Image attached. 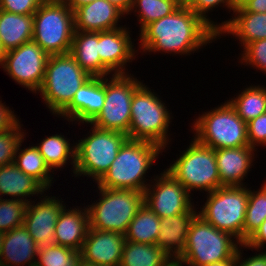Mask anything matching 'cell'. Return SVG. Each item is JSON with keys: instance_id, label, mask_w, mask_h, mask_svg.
I'll use <instances>...</instances> for the list:
<instances>
[{"instance_id": "6da1fadb", "label": "cell", "mask_w": 266, "mask_h": 266, "mask_svg": "<svg viewBox=\"0 0 266 266\" xmlns=\"http://www.w3.org/2000/svg\"><path fill=\"white\" fill-rule=\"evenodd\" d=\"M138 34L140 44L137 49L144 55L160 52L190 56L218 40V34L182 4L171 14L146 25Z\"/></svg>"}, {"instance_id": "7a4b0ae2", "label": "cell", "mask_w": 266, "mask_h": 266, "mask_svg": "<svg viewBox=\"0 0 266 266\" xmlns=\"http://www.w3.org/2000/svg\"><path fill=\"white\" fill-rule=\"evenodd\" d=\"M160 153L162 155L163 148L157 144L127 138L119 148L110 168L97 182V186L144 192L153 178L149 180L145 177L148 176L147 173L158 160Z\"/></svg>"}, {"instance_id": "3957f363", "label": "cell", "mask_w": 266, "mask_h": 266, "mask_svg": "<svg viewBox=\"0 0 266 266\" xmlns=\"http://www.w3.org/2000/svg\"><path fill=\"white\" fill-rule=\"evenodd\" d=\"M145 84H142L132 97L131 121L127 138L157 144L163 148V152H166L165 150L170 147L167 145L172 140L168 132H170L169 126L173 114L160 98L161 96Z\"/></svg>"}, {"instance_id": "277c9868", "label": "cell", "mask_w": 266, "mask_h": 266, "mask_svg": "<svg viewBox=\"0 0 266 266\" xmlns=\"http://www.w3.org/2000/svg\"><path fill=\"white\" fill-rule=\"evenodd\" d=\"M90 78L70 53L50 55L37 95L40 93L48 111L57 117L71 103L76 91Z\"/></svg>"}, {"instance_id": "5b68a950", "label": "cell", "mask_w": 266, "mask_h": 266, "mask_svg": "<svg viewBox=\"0 0 266 266\" xmlns=\"http://www.w3.org/2000/svg\"><path fill=\"white\" fill-rule=\"evenodd\" d=\"M191 126L193 137L202 145L216 149L248 146L247 123L226 100L202 112Z\"/></svg>"}, {"instance_id": "8992f818", "label": "cell", "mask_w": 266, "mask_h": 266, "mask_svg": "<svg viewBox=\"0 0 266 266\" xmlns=\"http://www.w3.org/2000/svg\"><path fill=\"white\" fill-rule=\"evenodd\" d=\"M240 242L196 215L189 227L185 251L178 258L182 265L204 266L231 259Z\"/></svg>"}, {"instance_id": "52a82bcc", "label": "cell", "mask_w": 266, "mask_h": 266, "mask_svg": "<svg viewBox=\"0 0 266 266\" xmlns=\"http://www.w3.org/2000/svg\"><path fill=\"white\" fill-rule=\"evenodd\" d=\"M100 196L86 205L89 227L100 231L125 234L128 225L144 205V192L96 187Z\"/></svg>"}, {"instance_id": "ba28073f", "label": "cell", "mask_w": 266, "mask_h": 266, "mask_svg": "<svg viewBox=\"0 0 266 266\" xmlns=\"http://www.w3.org/2000/svg\"><path fill=\"white\" fill-rule=\"evenodd\" d=\"M33 38L49 56L69 53L75 32L74 11L63 0L43 1L33 14Z\"/></svg>"}, {"instance_id": "9c48e42d", "label": "cell", "mask_w": 266, "mask_h": 266, "mask_svg": "<svg viewBox=\"0 0 266 266\" xmlns=\"http://www.w3.org/2000/svg\"><path fill=\"white\" fill-rule=\"evenodd\" d=\"M90 131L86 137L76 140V162L74 175L88 177L95 184L104 176L116 159L121 145L127 139L123 132L102 130L89 123Z\"/></svg>"}, {"instance_id": "30bf717a", "label": "cell", "mask_w": 266, "mask_h": 266, "mask_svg": "<svg viewBox=\"0 0 266 266\" xmlns=\"http://www.w3.org/2000/svg\"><path fill=\"white\" fill-rule=\"evenodd\" d=\"M171 163L165 170L191 195L194 190L210 193L222 187L215 150L200 144L194 137L179 158Z\"/></svg>"}, {"instance_id": "8fae6325", "label": "cell", "mask_w": 266, "mask_h": 266, "mask_svg": "<svg viewBox=\"0 0 266 266\" xmlns=\"http://www.w3.org/2000/svg\"><path fill=\"white\" fill-rule=\"evenodd\" d=\"M206 195V202L200 206L198 215L216 229L231 234L243 244L249 187L222 186Z\"/></svg>"}, {"instance_id": "7c38bea8", "label": "cell", "mask_w": 266, "mask_h": 266, "mask_svg": "<svg viewBox=\"0 0 266 266\" xmlns=\"http://www.w3.org/2000/svg\"><path fill=\"white\" fill-rule=\"evenodd\" d=\"M134 76L130 73L105 77L104 105L90 124L102 130H114L128 134L132 97L143 84V80L140 81Z\"/></svg>"}, {"instance_id": "4fadbf2b", "label": "cell", "mask_w": 266, "mask_h": 266, "mask_svg": "<svg viewBox=\"0 0 266 266\" xmlns=\"http://www.w3.org/2000/svg\"><path fill=\"white\" fill-rule=\"evenodd\" d=\"M49 55L30 41L7 51L1 68L19 86L37 93L41 88Z\"/></svg>"}, {"instance_id": "5bb4252c", "label": "cell", "mask_w": 266, "mask_h": 266, "mask_svg": "<svg viewBox=\"0 0 266 266\" xmlns=\"http://www.w3.org/2000/svg\"><path fill=\"white\" fill-rule=\"evenodd\" d=\"M153 177L144 191V204L160 219L187 213L194 207L192 195L165 169Z\"/></svg>"}, {"instance_id": "9a60e30c", "label": "cell", "mask_w": 266, "mask_h": 266, "mask_svg": "<svg viewBox=\"0 0 266 266\" xmlns=\"http://www.w3.org/2000/svg\"><path fill=\"white\" fill-rule=\"evenodd\" d=\"M46 193L39 198L40 200L33 199L28 203L23 222L24 227L37 244V251H46L56 245L55 225L59 213L65 206L62 198H57L52 194L48 196Z\"/></svg>"}, {"instance_id": "2e32d148", "label": "cell", "mask_w": 266, "mask_h": 266, "mask_svg": "<svg viewBox=\"0 0 266 266\" xmlns=\"http://www.w3.org/2000/svg\"><path fill=\"white\" fill-rule=\"evenodd\" d=\"M125 243L124 234L89 227L79 254L87 264L120 266Z\"/></svg>"}, {"instance_id": "e0dca14e", "label": "cell", "mask_w": 266, "mask_h": 266, "mask_svg": "<svg viewBox=\"0 0 266 266\" xmlns=\"http://www.w3.org/2000/svg\"><path fill=\"white\" fill-rule=\"evenodd\" d=\"M129 29L125 25L114 30L99 32L98 54L101 62L113 74H130L126 66L138 56L136 54L138 50L130 37L132 31Z\"/></svg>"}, {"instance_id": "ac0fdd59", "label": "cell", "mask_w": 266, "mask_h": 266, "mask_svg": "<svg viewBox=\"0 0 266 266\" xmlns=\"http://www.w3.org/2000/svg\"><path fill=\"white\" fill-rule=\"evenodd\" d=\"M105 100V77H91L75 93L71 103L57 116L64 120L87 125L103 108ZM78 122V123H77Z\"/></svg>"}, {"instance_id": "d6986e66", "label": "cell", "mask_w": 266, "mask_h": 266, "mask_svg": "<svg viewBox=\"0 0 266 266\" xmlns=\"http://www.w3.org/2000/svg\"><path fill=\"white\" fill-rule=\"evenodd\" d=\"M257 149L251 146L215 150L218 173L222 186H248L245 181L254 167ZM253 163V164H252ZM246 183V185H245Z\"/></svg>"}, {"instance_id": "ffe728a7", "label": "cell", "mask_w": 266, "mask_h": 266, "mask_svg": "<svg viewBox=\"0 0 266 266\" xmlns=\"http://www.w3.org/2000/svg\"><path fill=\"white\" fill-rule=\"evenodd\" d=\"M126 15L109 0H95L74 10L75 31L102 32L120 27ZM121 19V20H120Z\"/></svg>"}, {"instance_id": "44dd1931", "label": "cell", "mask_w": 266, "mask_h": 266, "mask_svg": "<svg viewBox=\"0 0 266 266\" xmlns=\"http://www.w3.org/2000/svg\"><path fill=\"white\" fill-rule=\"evenodd\" d=\"M89 230V216L87 207L74 208L65 205L59 213L54 238L57 245L71 248L80 252Z\"/></svg>"}, {"instance_id": "7402d4cb", "label": "cell", "mask_w": 266, "mask_h": 266, "mask_svg": "<svg viewBox=\"0 0 266 266\" xmlns=\"http://www.w3.org/2000/svg\"><path fill=\"white\" fill-rule=\"evenodd\" d=\"M197 206L187 213L161 218L156 244L172 259H178L185 251L190 224L198 214Z\"/></svg>"}, {"instance_id": "603a6c76", "label": "cell", "mask_w": 266, "mask_h": 266, "mask_svg": "<svg viewBox=\"0 0 266 266\" xmlns=\"http://www.w3.org/2000/svg\"><path fill=\"white\" fill-rule=\"evenodd\" d=\"M37 244L24 225L5 232L0 265L36 266Z\"/></svg>"}, {"instance_id": "cb8c5ba5", "label": "cell", "mask_w": 266, "mask_h": 266, "mask_svg": "<svg viewBox=\"0 0 266 266\" xmlns=\"http://www.w3.org/2000/svg\"><path fill=\"white\" fill-rule=\"evenodd\" d=\"M232 15V18L220 23L218 39L231 34L239 40L240 47L266 39V13L233 11Z\"/></svg>"}, {"instance_id": "d4e9b609", "label": "cell", "mask_w": 266, "mask_h": 266, "mask_svg": "<svg viewBox=\"0 0 266 266\" xmlns=\"http://www.w3.org/2000/svg\"><path fill=\"white\" fill-rule=\"evenodd\" d=\"M45 192L47 189L37 179L25 174L14 163L0 167V198L6 195V199L9 196L30 203L31 196L40 198Z\"/></svg>"}, {"instance_id": "484cf974", "label": "cell", "mask_w": 266, "mask_h": 266, "mask_svg": "<svg viewBox=\"0 0 266 266\" xmlns=\"http://www.w3.org/2000/svg\"><path fill=\"white\" fill-rule=\"evenodd\" d=\"M91 77L114 75L99 56V32L75 31L69 52Z\"/></svg>"}, {"instance_id": "4316f807", "label": "cell", "mask_w": 266, "mask_h": 266, "mask_svg": "<svg viewBox=\"0 0 266 266\" xmlns=\"http://www.w3.org/2000/svg\"><path fill=\"white\" fill-rule=\"evenodd\" d=\"M33 15H19L0 9V41L4 50L10 51L32 41Z\"/></svg>"}, {"instance_id": "83f0119b", "label": "cell", "mask_w": 266, "mask_h": 266, "mask_svg": "<svg viewBox=\"0 0 266 266\" xmlns=\"http://www.w3.org/2000/svg\"><path fill=\"white\" fill-rule=\"evenodd\" d=\"M69 141V138L62 135V133H59L47 136L40 143L37 145L35 144L43 156L46 165L53 173L56 171L54 169L58 168L61 171V169L63 170V168L70 163L72 165L71 170L74 174L76 162V143H74V140L73 144H71Z\"/></svg>"}, {"instance_id": "f1b7e54d", "label": "cell", "mask_w": 266, "mask_h": 266, "mask_svg": "<svg viewBox=\"0 0 266 266\" xmlns=\"http://www.w3.org/2000/svg\"><path fill=\"white\" fill-rule=\"evenodd\" d=\"M24 140H26V136L17 146L14 164L25 174L37 179L49 191L53 186L52 183H54V173L46 165L43 156L35 145L21 148L24 146L22 145Z\"/></svg>"}, {"instance_id": "f546056e", "label": "cell", "mask_w": 266, "mask_h": 266, "mask_svg": "<svg viewBox=\"0 0 266 266\" xmlns=\"http://www.w3.org/2000/svg\"><path fill=\"white\" fill-rule=\"evenodd\" d=\"M171 259L157 244L126 241L120 266H164Z\"/></svg>"}, {"instance_id": "4dcf8cb0", "label": "cell", "mask_w": 266, "mask_h": 266, "mask_svg": "<svg viewBox=\"0 0 266 266\" xmlns=\"http://www.w3.org/2000/svg\"><path fill=\"white\" fill-rule=\"evenodd\" d=\"M244 90L227 100L246 123L266 113V86L246 85Z\"/></svg>"}, {"instance_id": "1f68e13d", "label": "cell", "mask_w": 266, "mask_h": 266, "mask_svg": "<svg viewBox=\"0 0 266 266\" xmlns=\"http://www.w3.org/2000/svg\"><path fill=\"white\" fill-rule=\"evenodd\" d=\"M161 219L145 204L136 213L124 234L126 241L156 244Z\"/></svg>"}, {"instance_id": "d6a6232c", "label": "cell", "mask_w": 266, "mask_h": 266, "mask_svg": "<svg viewBox=\"0 0 266 266\" xmlns=\"http://www.w3.org/2000/svg\"><path fill=\"white\" fill-rule=\"evenodd\" d=\"M180 5L179 0H134L128 15L135 14L140 32L146 25L171 14Z\"/></svg>"}, {"instance_id": "836d02e7", "label": "cell", "mask_w": 266, "mask_h": 266, "mask_svg": "<svg viewBox=\"0 0 266 266\" xmlns=\"http://www.w3.org/2000/svg\"><path fill=\"white\" fill-rule=\"evenodd\" d=\"M259 189L249 188L248 203L243 225V244L255 233L266 219V180Z\"/></svg>"}, {"instance_id": "e575fe53", "label": "cell", "mask_w": 266, "mask_h": 266, "mask_svg": "<svg viewBox=\"0 0 266 266\" xmlns=\"http://www.w3.org/2000/svg\"><path fill=\"white\" fill-rule=\"evenodd\" d=\"M81 261L79 252L56 244L46 251H38L36 266H79Z\"/></svg>"}, {"instance_id": "d590c367", "label": "cell", "mask_w": 266, "mask_h": 266, "mask_svg": "<svg viewBox=\"0 0 266 266\" xmlns=\"http://www.w3.org/2000/svg\"><path fill=\"white\" fill-rule=\"evenodd\" d=\"M28 203L17 199L0 198V231L8 232L22 226Z\"/></svg>"}, {"instance_id": "8d00e7d4", "label": "cell", "mask_w": 266, "mask_h": 266, "mask_svg": "<svg viewBox=\"0 0 266 266\" xmlns=\"http://www.w3.org/2000/svg\"><path fill=\"white\" fill-rule=\"evenodd\" d=\"M23 126L19 121L11 129L0 133V167L14 163L17 146L27 134Z\"/></svg>"}, {"instance_id": "74e56055", "label": "cell", "mask_w": 266, "mask_h": 266, "mask_svg": "<svg viewBox=\"0 0 266 266\" xmlns=\"http://www.w3.org/2000/svg\"><path fill=\"white\" fill-rule=\"evenodd\" d=\"M238 4L239 0H193L188 7L218 34L220 32V23L213 21L208 16L209 12H212L214 8L225 7L230 14Z\"/></svg>"}, {"instance_id": "f35d334b", "label": "cell", "mask_w": 266, "mask_h": 266, "mask_svg": "<svg viewBox=\"0 0 266 266\" xmlns=\"http://www.w3.org/2000/svg\"><path fill=\"white\" fill-rule=\"evenodd\" d=\"M239 55V63L244 66H251L254 69L266 74V39L256 40L245 45ZM246 64V65H245Z\"/></svg>"}, {"instance_id": "ab89813d", "label": "cell", "mask_w": 266, "mask_h": 266, "mask_svg": "<svg viewBox=\"0 0 266 266\" xmlns=\"http://www.w3.org/2000/svg\"><path fill=\"white\" fill-rule=\"evenodd\" d=\"M247 137L249 146L266 148V113L247 123Z\"/></svg>"}, {"instance_id": "60d3db41", "label": "cell", "mask_w": 266, "mask_h": 266, "mask_svg": "<svg viewBox=\"0 0 266 266\" xmlns=\"http://www.w3.org/2000/svg\"><path fill=\"white\" fill-rule=\"evenodd\" d=\"M44 0H0V9L19 15H33Z\"/></svg>"}, {"instance_id": "b9f144b4", "label": "cell", "mask_w": 266, "mask_h": 266, "mask_svg": "<svg viewBox=\"0 0 266 266\" xmlns=\"http://www.w3.org/2000/svg\"><path fill=\"white\" fill-rule=\"evenodd\" d=\"M243 244H240L238 247V250L236 252V261H237V266H266V251L264 250H256L255 255H251L249 257H244L243 258ZM242 251V252H241ZM246 258V259H245ZM244 259V260H243Z\"/></svg>"}, {"instance_id": "7bdbcfd3", "label": "cell", "mask_w": 266, "mask_h": 266, "mask_svg": "<svg viewBox=\"0 0 266 266\" xmlns=\"http://www.w3.org/2000/svg\"><path fill=\"white\" fill-rule=\"evenodd\" d=\"M243 248L265 250L266 248V219L261 223L255 233L243 244Z\"/></svg>"}, {"instance_id": "ee69618b", "label": "cell", "mask_w": 266, "mask_h": 266, "mask_svg": "<svg viewBox=\"0 0 266 266\" xmlns=\"http://www.w3.org/2000/svg\"><path fill=\"white\" fill-rule=\"evenodd\" d=\"M1 99V98H0ZM20 121L19 117L12 111L9 106L0 100V133L11 129Z\"/></svg>"}, {"instance_id": "f6af8a7d", "label": "cell", "mask_w": 266, "mask_h": 266, "mask_svg": "<svg viewBox=\"0 0 266 266\" xmlns=\"http://www.w3.org/2000/svg\"><path fill=\"white\" fill-rule=\"evenodd\" d=\"M234 11L266 13V0H239Z\"/></svg>"}, {"instance_id": "bcb514c9", "label": "cell", "mask_w": 266, "mask_h": 266, "mask_svg": "<svg viewBox=\"0 0 266 266\" xmlns=\"http://www.w3.org/2000/svg\"><path fill=\"white\" fill-rule=\"evenodd\" d=\"M114 6L120 9L125 15H128L134 0H109Z\"/></svg>"}, {"instance_id": "7dc6e473", "label": "cell", "mask_w": 266, "mask_h": 266, "mask_svg": "<svg viewBox=\"0 0 266 266\" xmlns=\"http://www.w3.org/2000/svg\"><path fill=\"white\" fill-rule=\"evenodd\" d=\"M72 11L76 8L94 2L95 0H63Z\"/></svg>"}, {"instance_id": "c3c4849f", "label": "cell", "mask_w": 266, "mask_h": 266, "mask_svg": "<svg viewBox=\"0 0 266 266\" xmlns=\"http://www.w3.org/2000/svg\"><path fill=\"white\" fill-rule=\"evenodd\" d=\"M204 266H237L236 254L231 259L224 260L221 262L210 263Z\"/></svg>"}, {"instance_id": "681fc988", "label": "cell", "mask_w": 266, "mask_h": 266, "mask_svg": "<svg viewBox=\"0 0 266 266\" xmlns=\"http://www.w3.org/2000/svg\"><path fill=\"white\" fill-rule=\"evenodd\" d=\"M164 266H183L178 259H171L166 265Z\"/></svg>"}, {"instance_id": "f907efd6", "label": "cell", "mask_w": 266, "mask_h": 266, "mask_svg": "<svg viewBox=\"0 0 266 266\" xmlns=\"http://www.w3.org/2000/svg\"><path fill=\"white\" fill-rule=\"evenodd\" d=\"M5 54H6V51L2 47V44H1V41H0V66H2Z\"/></svg>"}, {"instance_id": "816d5d0a", "label": "cell", "mask_w": 266, "mask_h": 266, "mask_svg": "<svg viewBox=\"0 0 266 266\" xmlns=\"http://www.w3.org/2000/svg\"><path fill=\"white\" fill-rule=\"evenodd\" d=\"M4 237H5V233L0 231V261H1V254H2Z\"/></svg>"}, {"instance_id": "f5cc1de1", "label": "cell", "mask_w": 266, "mask_h": 266, "mask_svg": "<svg viewBox=\"0 0 266 266\" xmlns=\"http://www.w3.org/2000/svg\"><path fill=\"white\" fill-rule=\"evenodd\" d=\"M193 0H179L180 4L182 5H189Z\"/></svg>"}, {"instance_id": "db71d44e", "label": "cell", "mask_w": 266, "mask_h": 266, "mask_svg": "<svg viewBox=\"0 0 266 266\" xmlns=\"http://www.w3.org/2000/svg\"><path fill=\"white\" fill-rule=\"evenodd\" d=\"M79 266H96V265H92V264H87L83 261L80 262Z\"/></svg>"}]
</instances>
